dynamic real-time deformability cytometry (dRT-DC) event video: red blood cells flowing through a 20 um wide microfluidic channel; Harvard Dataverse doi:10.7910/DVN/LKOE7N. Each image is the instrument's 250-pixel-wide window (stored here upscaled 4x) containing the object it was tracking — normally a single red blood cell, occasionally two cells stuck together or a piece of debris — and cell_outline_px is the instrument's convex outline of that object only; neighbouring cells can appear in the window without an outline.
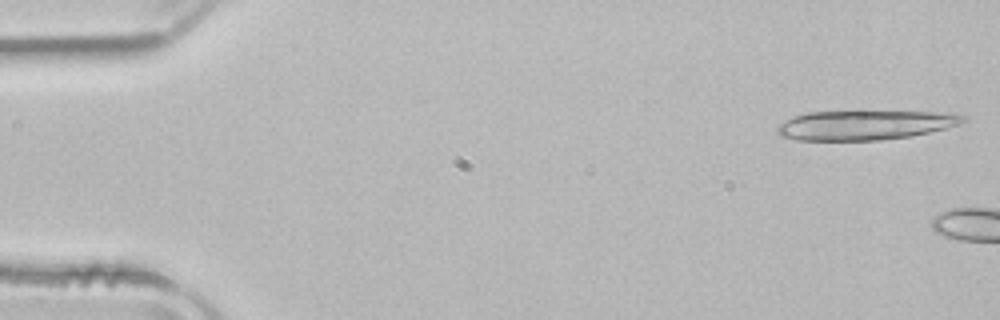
{"species": "common noctule bat (a hibernating species)", "species_latin": "Nyctalus noctula", "temperature_condition": "room temperature", "stored_images_in_passage": 5, "camera_frame_rate_fps": 3000, "um_per_image_px": 0.085, "animal": {"sex": "male", "body_mass_g": 21.5, "forearm_length_mm": 52.0}, "frame": {"image": 1, "passage_image": 1, "time_ms": 0.0, "image_size_px": [1000, 320], "cell_outline_px": [[968, 120], [960, 124], [928, 132], [908, 136], [880, 140], [796, 140], [780, 136], [776, 132], [776, 128], [780, 124], [792, 116], [808, 112], [868, 108], [952, 112], [964, 116]], "centroid_in_image_um": [73.56, 10.56], "position_along_channel_um": 11.4, "area_um2": 33.76}}